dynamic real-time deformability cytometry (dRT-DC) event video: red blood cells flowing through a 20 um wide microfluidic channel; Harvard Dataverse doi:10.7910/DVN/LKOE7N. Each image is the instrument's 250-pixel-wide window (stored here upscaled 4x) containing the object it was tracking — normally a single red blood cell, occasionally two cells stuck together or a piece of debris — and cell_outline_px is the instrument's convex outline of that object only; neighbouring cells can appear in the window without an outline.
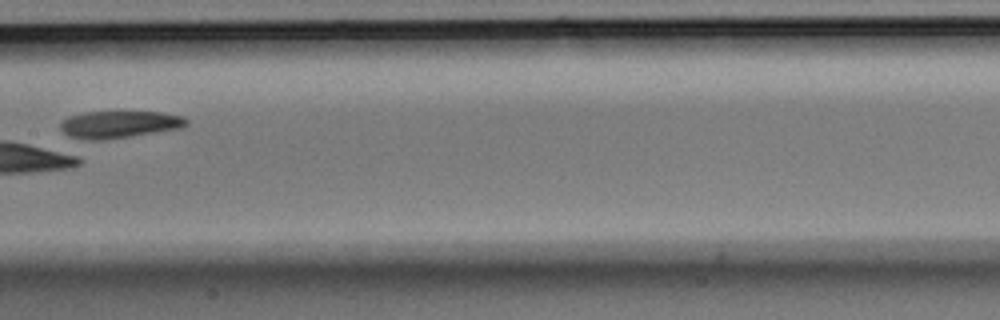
{"species": "Egyptian fruit bat (a non-hibernating species)", "species_latin": "Rousettus aegyptiacus", "temperature_condition": "room temperature", "stored_images_in_passage": 8, "camera_frame_rate_fps": 3000, "um_per_image_px": 0.085, "animal": {"sex": "male"}, "frame": {"image": 1, "passage_image": 6, "time_ms": 1.667, "image_size_px": [1000, 320], "cell_outline_px": [[188, 124], [180, 128], [132, 136], [100, 140], [76, 140], [68, 136], [60, 128], [60, 124], [68, 116], [84, 112], [164, 112], [184, 116], [188, 120]], "centroid_in_image_um": [10.12, 10.58], "position_along_channel_um": 197.3, "area_um2": 20.11}}
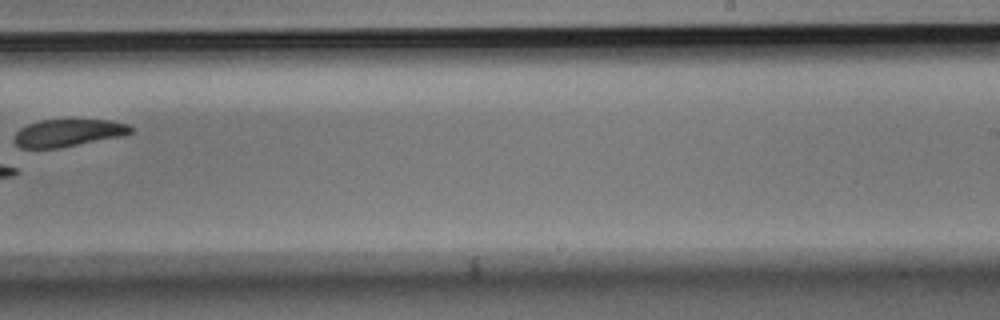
{"frame": {"image": 2, "passage_image": 8, "time_ms": 2.333, "image_size_px": [1000, 320], "cell_outline_px": [[132, 132], [124, 136], [56, 148], [20, 148], [12, 140], [16, 132], [20, 128], [28, 124], [40, 120], [112, 120], [128, 124], [132, 128]], "centroid_in_image_um": [5.78, 11.29], "position_along_channel_um": 283.2, "area_um2": 18.61}}